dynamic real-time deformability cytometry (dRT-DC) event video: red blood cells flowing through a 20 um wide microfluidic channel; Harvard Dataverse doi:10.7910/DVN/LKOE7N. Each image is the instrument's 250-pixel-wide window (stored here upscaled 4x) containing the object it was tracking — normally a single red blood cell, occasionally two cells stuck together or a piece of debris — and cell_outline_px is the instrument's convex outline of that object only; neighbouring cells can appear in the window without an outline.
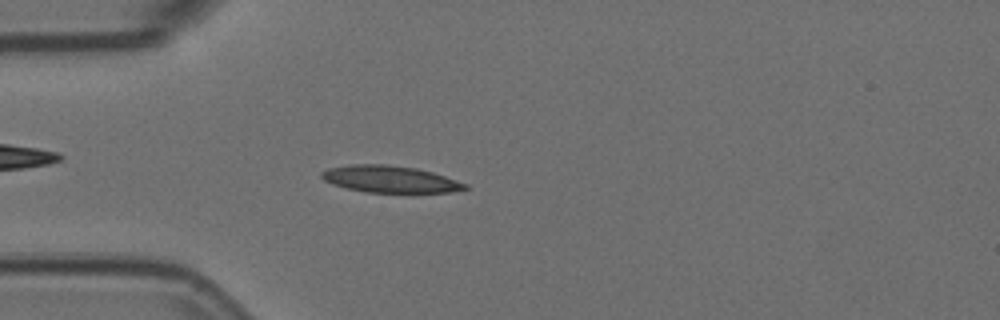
{"species": "Egyptian fruit bat (a non-hibernating species)", "species_latin": "Rousettus aegyptiacus", "temperature_condition": "room temperature", "stored_images_in_passage": 44, "camera_frame_rate_fps": 3000, "um_per_image_px": 0.085, "animal": {"sex": "female"}, "frame": {"image": 1, "passage_image": 15, "time_ms": 4.667, "image_size_px": [1000, 320], "cell_outline_px": [[468, 188], [452, 192], [412, 196], [364, 192], [332, 184], [324, 180], [320, 176], [320, 172], [328, 168], [348, 164], [388, 164], [416, 168], [432, 172], [468, 184]], "centroid_in_image_um": [33.2, 15.28], "position_along_channel_um": 51.8, "area_um2": 23.7}}
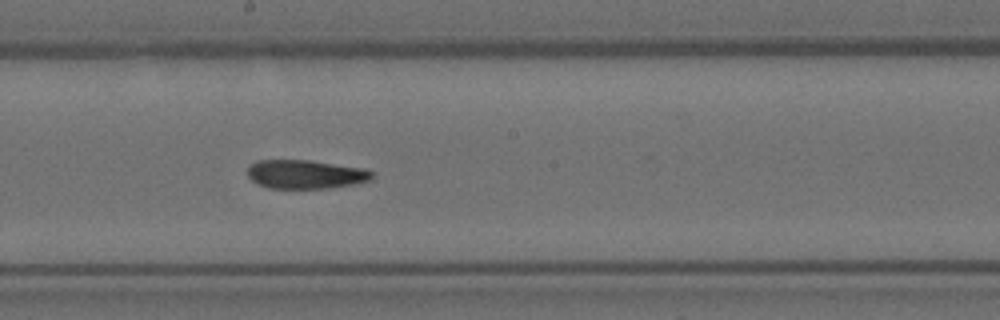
{"frame": {"image": 2, "passage_image": 30, "time_ms": 9.667, "image_size_px": [1000, 320], "cell_outline_px": [[376, 176], [372, 180], [352, 184], [328, 188], [268, 188], [256, 184], [248, 176], [248, 164], [256, 160], [308, 160], [364, 168], [376, 172]], "centroid_in_image_um": [25.98, 14.81], "position_along_channel_um": 222.2, "area_um2": 21.15}}
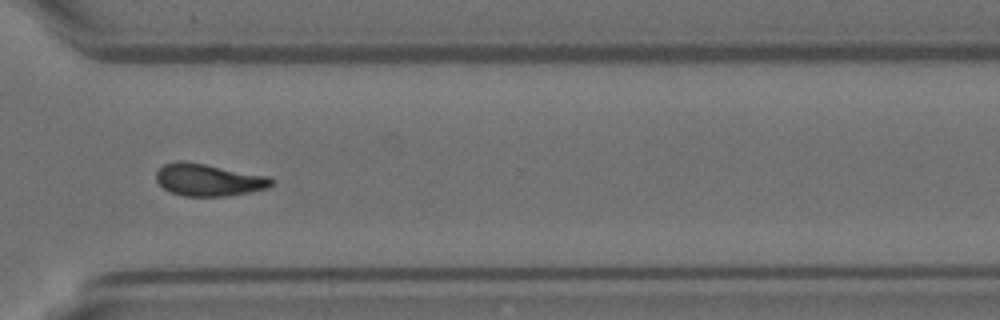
{"frame": {"image": 3, "passage_image": 41, "time_ms": 13.333, "image_size_px": [1000, 320], "cell_outline_px": [[276, 180], [268, 188], [228, 196], [184, 196], [172, 192], [164, 188], [156, 180], [156, 172], [164, 164], [176, 160], [184, 160], [272, 176]], "centroid_in_image_um": [17.77, 15.27], "position_along_channel_um": 352.8, "area_um2": 21.91}, "authors_computed_cell_mechanics": {"area_um2": 21.7328, "velocity_mm_per_s": 3.5715, "shape_relaxation_time_tau1_ms": null, "shape_relaxation_time_tau2_ms": 4.9267, "deformation_change_tau1": null, "deformation_change_tau2": 0.1091}}